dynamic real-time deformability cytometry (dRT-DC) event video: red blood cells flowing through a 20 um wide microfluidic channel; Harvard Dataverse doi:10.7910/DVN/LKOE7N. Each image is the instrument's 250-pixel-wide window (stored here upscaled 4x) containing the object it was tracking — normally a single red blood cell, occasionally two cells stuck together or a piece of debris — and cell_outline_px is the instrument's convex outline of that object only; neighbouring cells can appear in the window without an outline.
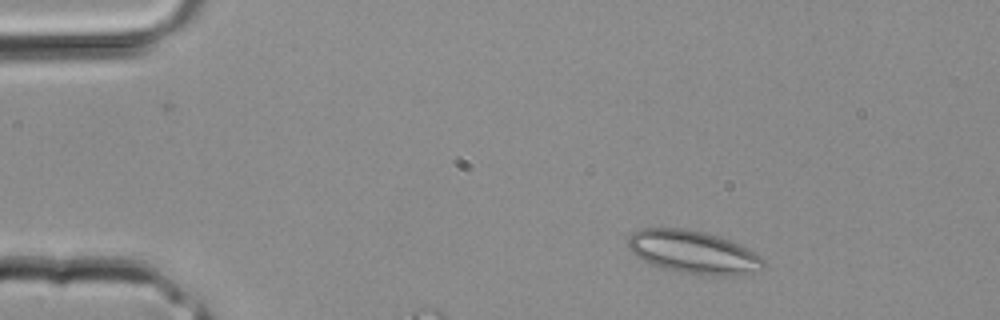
{"species": "common noctule bat (a hibernating species)", "species_latin": "Nyctalus noctula", "temperature_condition": "room temperature", "stored_images_in_passage": 2, "camera_frame_rate_fps": 3000, "um_per_image_px": 0.085, "animal": {"sex": "male", "body_mass_g": 20.4}, "frame": {"image": 1, "passage_image": 2, "time_ms": 0.333, "image_size_px": [1000, 320], "cell_outline_px": [[764, 268], [740, 272], [680, 272], [648, 264], [632, 252], [628, 248], [628, 236], [632, 232], [640, 228], [684, 228], [704, 232], [728, 240], [760, 256], [764, 260]], "centroid_in_image_um": [58.76, 21.35], "position_along_channel_um": 26.2, "area_um2": 32.25}}